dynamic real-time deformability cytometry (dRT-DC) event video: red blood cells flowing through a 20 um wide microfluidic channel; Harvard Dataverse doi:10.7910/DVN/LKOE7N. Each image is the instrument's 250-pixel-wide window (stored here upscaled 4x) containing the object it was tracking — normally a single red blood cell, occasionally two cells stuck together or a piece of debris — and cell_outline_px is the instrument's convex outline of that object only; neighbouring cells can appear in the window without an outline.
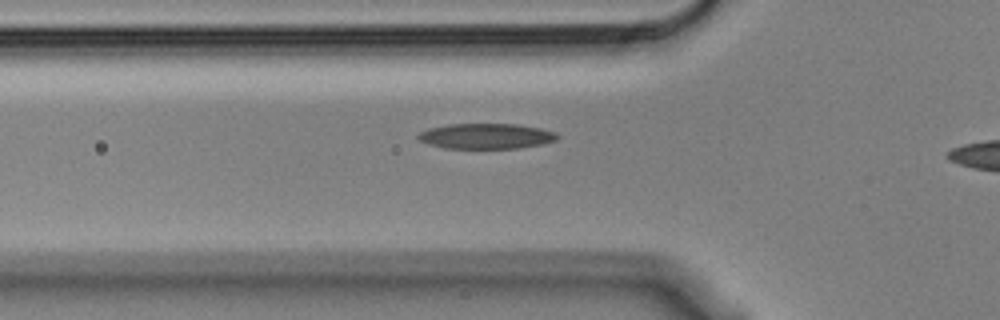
{"species": "Egyptian fruit bat (a non-hibernating species)", "species_latin": "Rousettus aegyptiacus", "temperature_condition": "cold", "stored_images_in_passage": 5, "camera_frame_rate_fps": 3000, "um_per_image_px": 0.085, "animal": {"sex": "male"}, "frame": {"image": 1, "passage_image": 3, "time_ms": 0.667, "image_size_px": [1000, 320], "cell_outline_px": [[560, 136], [556, 140], [544, 144], [520, 148], [444, 148], [428, 144], [420, 140], [416, 136], [420, 132], [428, 128], [448, 124], [520, 124], [540, 128], [556, 132]], "centroid_in_image_um": [41.35, 11.57], "position_along_channel_um": 84.5, "area_um2": 20.75}}